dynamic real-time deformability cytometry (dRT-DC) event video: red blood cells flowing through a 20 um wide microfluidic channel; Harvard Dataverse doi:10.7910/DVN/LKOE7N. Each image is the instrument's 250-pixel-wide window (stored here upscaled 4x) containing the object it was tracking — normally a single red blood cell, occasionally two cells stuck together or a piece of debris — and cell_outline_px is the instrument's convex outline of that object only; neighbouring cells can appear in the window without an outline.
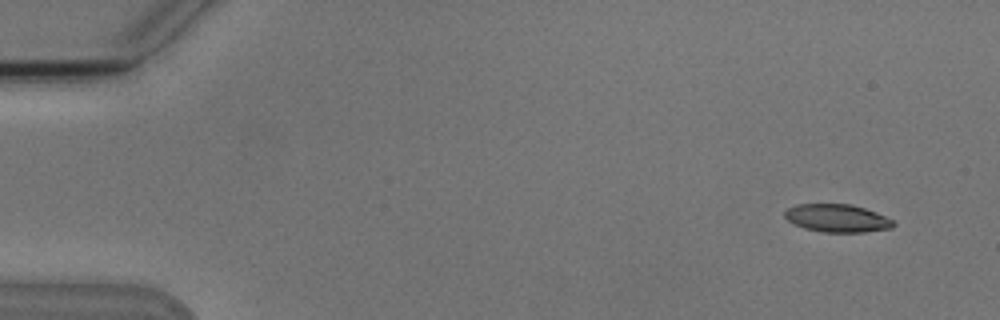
{"species": "Egyptian fruit bat (a non-hibernating species)", "species_latin": "Rousettus aegyptiacus", "temperature_condition": "cold", "stored_images_in_passage": 5, "segment_of_instrument_passage": [1, 2], "camera_frame_rate_fps": 3000, "um_per_image_px": 0.085, "animal": {"sex": "male"}, "frame": {"image": 1, "passage_image": 1, "time_ms": 0.0, "image_size_px": [1000, 320], "cell_outline_px": [[896, 224], [892, 228], [864, 232], [824, 232], [804, 228], [788, 220], [784, 216], [784, 212], [788, 208], [796, 204], [852, 204], [876, 212], [892, 220]], "centroid_in_image_um": [71.16, 18.54], "position_along_channel_um": 13.8, "area_um2": 17.57}}
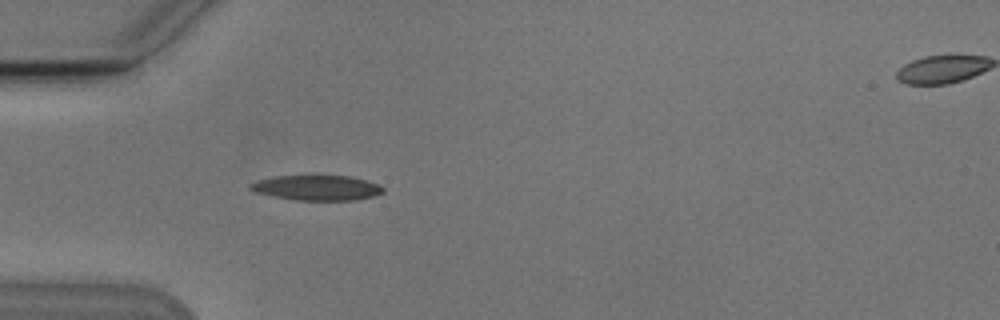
{"frame": {"image": 2, "passage_image": 4, "time_ms": 4.333, "image_size_px": [1000, 320], "cell_outline_px": [[384, 192], [372, 196], [356, 200], [296, 200], [272, 196], [256, 192], [248, 188], [248, 184], [260, 180], [276, 176], [348, 176], [380, 184], [384, 188]], "centroid_in_image_um": [26.94, 15.97], "position_along_channel_um": 58.1, "area_um2": 19.25}}